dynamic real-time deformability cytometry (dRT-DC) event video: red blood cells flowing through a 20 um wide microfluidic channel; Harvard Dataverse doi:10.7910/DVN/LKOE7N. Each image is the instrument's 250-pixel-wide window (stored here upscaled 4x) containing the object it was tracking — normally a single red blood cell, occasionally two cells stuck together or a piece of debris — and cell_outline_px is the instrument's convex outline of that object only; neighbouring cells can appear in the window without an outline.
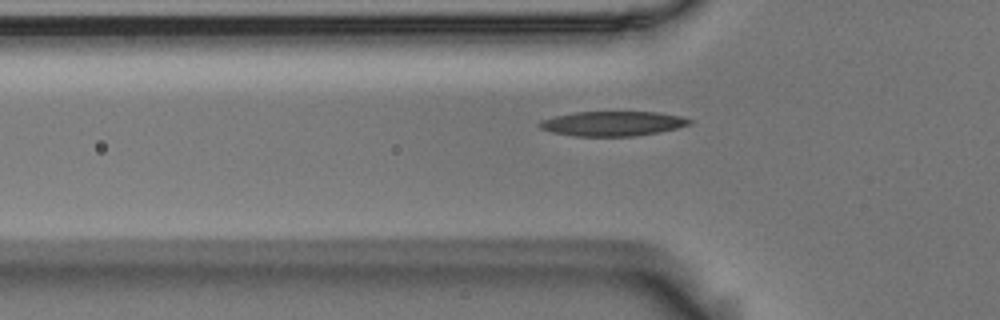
{"species": "Egyptian fruit bat (a non-hibernating species)", "species_latin": "Rousettus aegyptiacus", "temperature_condition": "room temperature", "stored_images_in_passage": 37, "camera_frame_rate_fps": 3000, "um_per_image_px": 0.085, "animal": {"sex": "male"}, "frame": {"image": 1, "passage_image": 4, "time_ms": 1.0, "image_size_px": [1000, 320], "cell_outline_px": [[692, 124], [676, 128], [656, 132], [632, 136], [572, 136], [552, 132], [540, 128], [536, 124], [540, 120], [556, 116], [576, 112], [656, 112], [680, 116], [692, 120]], "centroid_in_image_um": [52.03, 10.5], "position_along_channel_um": 73.8, "area_um2": 21.44}}
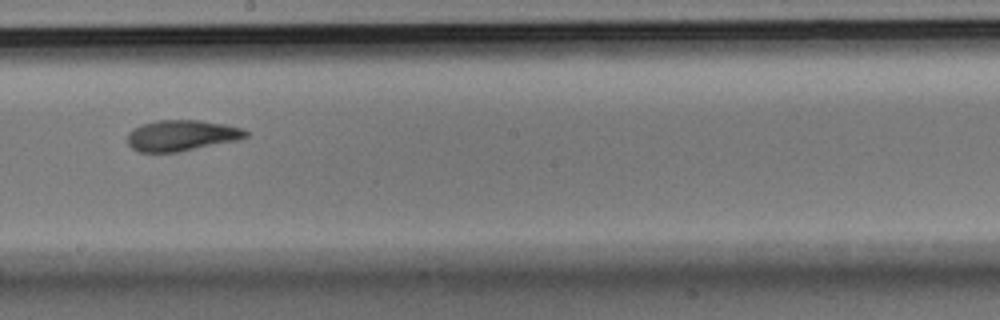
{"frame": {"image": 2, "passage_image": 17, "time_ms": 5.333, "image_size_px": [1000, 320], "cell_outline_px": [[248, 136], [236, 140], [180, 152], [140, 152], [132, 148], [128, 144], [128, 132], [132, 128], [156, 120], [200, 120], [224, 124], [244, 128], [248, 132]], "centroid_in_image_um": [15.43, 11.51], "position_along_channel_um": 232.8, "area_um2": 21.33}}
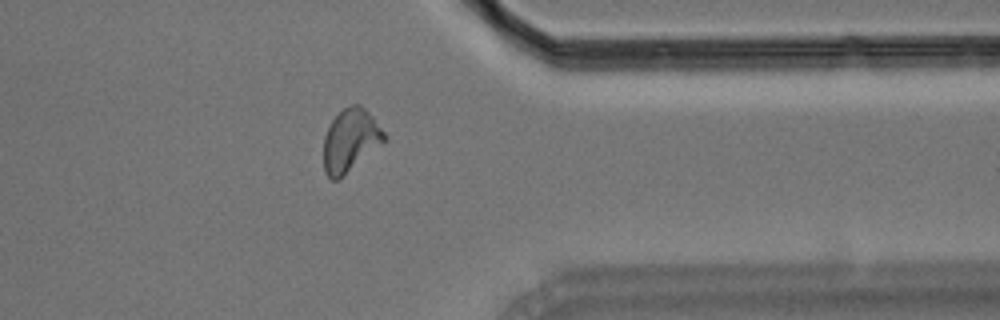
{"frame": {"image": 3, "passage_image": 30, "time_ms": 9.667, "image_size_px": [1000, 320], "cell_outline_px": [[388, 140], [340, 180], [332, 180], [324, 172], [324, 136], [332, 120], [344, 108], [352, 104], [360, 104], [372, 116], [388, 136]], "centroid_in_image_um": [29.82, 11.97], "position_along_channel_um": 381.6, "area_um2": 22.54}, "authors_computed_cell_mechanics": {"area_um2": 21.6172, "velocity_mm_per_s": 3.6536, "shape_relaxation_time_tau1_ms": 3.6623, "shape_relaxation_time_tau2_ms": 2.0901, "deformation_change_tau1": 0.1613, "deformation_change_tau2": 0.0797}}